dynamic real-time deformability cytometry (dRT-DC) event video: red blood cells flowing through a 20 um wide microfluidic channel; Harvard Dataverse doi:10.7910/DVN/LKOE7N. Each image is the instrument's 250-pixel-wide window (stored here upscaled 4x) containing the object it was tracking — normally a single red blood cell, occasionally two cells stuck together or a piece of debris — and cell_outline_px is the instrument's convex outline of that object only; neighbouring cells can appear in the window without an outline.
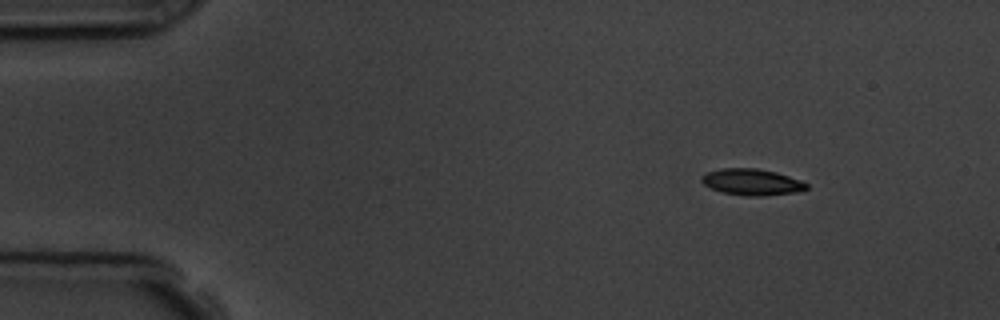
{"species": "common noctule bat (a hibernating species)", "species_latin": "Nyctalus noctula", "temperature_condition": "room temperature", "stored_images_in_passage": 5, "camera_frame_rate_fps": 3000, "um_per_image_px": 0.085, "animal": {"sex": "male", "body_mass_g": 19.5, "forearm_length_mm": 54.6}, "frame": {"image": 1, "passage_image": 1, "time_ms": 0.0, "image_size_px": [1000, 320], "cell_outline_px": [[808, 188], [796, 192], [764, 196], [744, 196], [720, 192], [704, 184], [700, 180], [700, 176], [708, 172], [720, 168], [756, 168], [776, 172], [800, 180], [808, 184]], "centroid_in_image_um": [63.88, 15.48], "position_along_channel_um": 21.1, "area_um2": 16.18}}
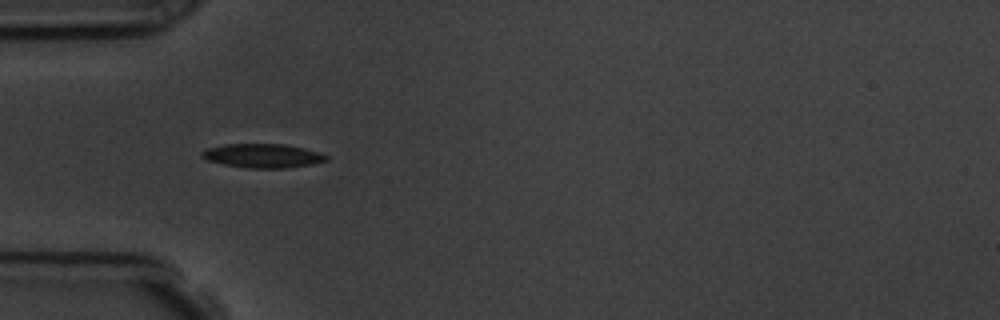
{"frame": {"image": 2, "passage_image": 4, "time_ms": 3.333, "image_size_px": [1000, 320], "cell_outline_px": [[328, 160], [312, 164], [288, 168], [248, 168], [224, 164], [208, 160], [200, 156], [200, 152], [208, 148], [224, 144], [284, 144], [304, 148], [328, 156]], "centroid_in_image_um": [22.32, 13.24], "position_along_channel_um": 62.7, "area_um2": 17.28}}